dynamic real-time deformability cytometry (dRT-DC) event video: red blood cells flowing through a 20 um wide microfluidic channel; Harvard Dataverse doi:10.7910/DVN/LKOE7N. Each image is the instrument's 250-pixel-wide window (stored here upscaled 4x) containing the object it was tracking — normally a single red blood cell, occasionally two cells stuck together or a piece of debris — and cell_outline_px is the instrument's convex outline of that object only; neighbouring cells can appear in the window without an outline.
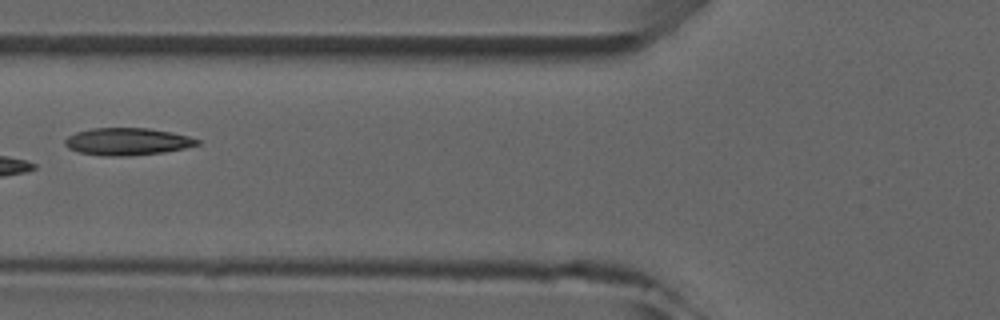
{"species": "common noctule bat (a hibernating species)", "species_latin": "Nyctalus noctula", "temperature_condition": "room temperature", "stored_images_in_passage": 6, "camera_frame_rate_fps": 3000, "um_per_image_px": 0.085, "animal": {"sex": "male", "forearm_length_mm": 52.5}, "frame": {"image": 1, "passage_image": 5, "time_ms": 4.667, "image_size_px": [1000, 320], "cell_outline_px": [[200, 144], [184, 148], [164, 152], [128, 156], [104, 156], [80, 152], [68, 148], [64, 144], [64, 140], [68, 136], [76, 132], [92, 128], [148, 128], [188, 136], [200, 140]], "centroid_in_image_um": [10.8, 12.03], "position_along_channel_um": 115.0, "area_um2": 20.92}}
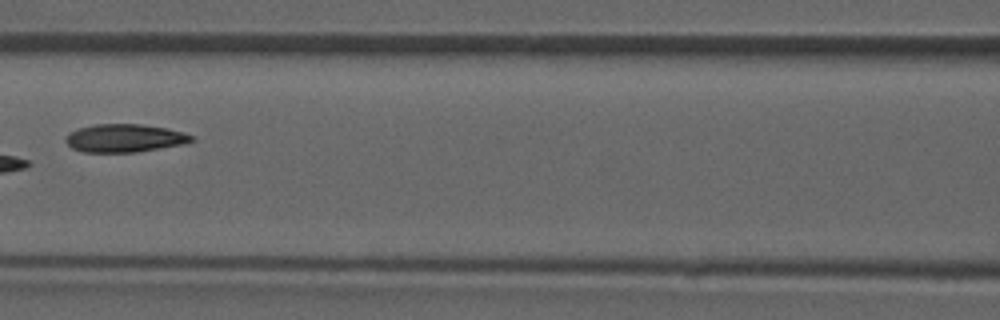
{"frame": {"image": 2, "passage_image": 6, "time_ms": 5.667, "image_size_px": [1000, 320], "cell_outline_px": [[196, 140], [180, 144], [136, 152], [84, 152], [72, 148], [64, 140], [72, 132], [80, 128], [96, 124], [140, 124], [168, 128], [184, 132], [196, 136]], "centroid_in_image_um": [10.64, 11.73], "position_along_channel_um": 156.0, "area_um2": 20.4}}